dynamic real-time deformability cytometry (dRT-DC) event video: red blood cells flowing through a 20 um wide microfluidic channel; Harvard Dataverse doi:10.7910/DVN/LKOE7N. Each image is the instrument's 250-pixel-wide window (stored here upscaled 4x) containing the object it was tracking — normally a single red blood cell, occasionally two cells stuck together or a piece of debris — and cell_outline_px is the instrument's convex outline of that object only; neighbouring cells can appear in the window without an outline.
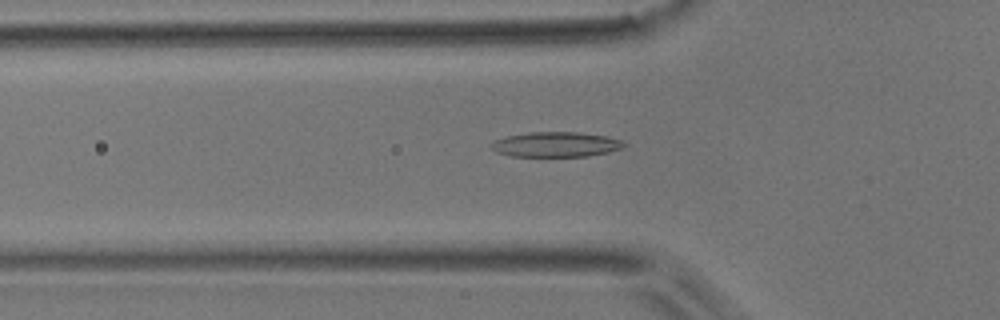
{"species": "common noctule bat (a hibernating species)", "species_latin": "Nyctalus noctula", "temperature_condition": "room temperature", "stored_images_in_passage": 50, "camera_frame_rate_fps": 3000, "um_per_image_px": 0.085, "animal": {"sex": "male", "body_mass_g": 17.9}, "frame": {"image": 1, "passage_image": 16, "time_ms": 5.0, "image_size_px": [1000, 320], "cell_outline_px": [[628, 144], [620, 148], [608, 152], [588, 156], [512, 156], [496, 152], [488, 144], [492, 140], [508, 136], [528, 132], [580, 132], [604, 136], [620, 140]], "centroid_in_image_um": [47.2, 12.27], "position_along_channel_um": 78.6, "area_um2": 19.31}}
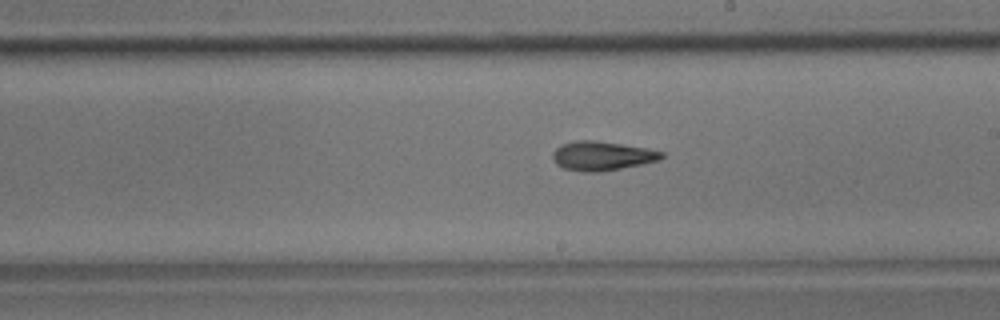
{"frame": {"image": 2, "passage_image": 28, "time_ms": 9.0, "image_size_px": [1000, 320], "cell_outline_px": [[664, 156], [660, 160], [600, 172], [580, 172], [564, 168], [556, 164], [552, 160], [552, 152], [560, 144], [576, 140], [596, 140], [648, 148], [664, 152]], "centroid_in_image_um": [51.14, 13.24], "position_along_channel_um": 237.9, "area_um2": 18.67}}
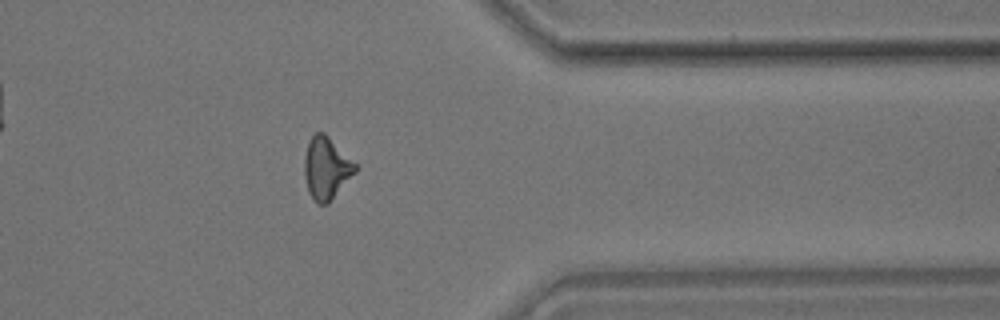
{"frame": {"image": 3, "passage_image": 40, "time_ms": 13.0, "image_size_px": [1000, 320], "cell_outline_px": [[356, 172], [328, 204], [316, 204], [312, 200], [308, 192], [304, 176], [304, 156], [308, 140], [316, 132], [324, 132], [356, 164]], "centroid_in_image_um": [27.71, 14.32], "position_along_channel_um": 383.7, "area_um2": 18.55}, "authors_computed_cell_mechanics": {"area_um2": 18.2937, "velocity_mm_per_s": 3.9558, "shape_relaxation_time_tau1_ms": 6.142, "shape_relaxation_time_tau2_ms": 7.1551, "deformation_change_tau1": 0.1682, "deformation_change_tau2": 0.1878}}